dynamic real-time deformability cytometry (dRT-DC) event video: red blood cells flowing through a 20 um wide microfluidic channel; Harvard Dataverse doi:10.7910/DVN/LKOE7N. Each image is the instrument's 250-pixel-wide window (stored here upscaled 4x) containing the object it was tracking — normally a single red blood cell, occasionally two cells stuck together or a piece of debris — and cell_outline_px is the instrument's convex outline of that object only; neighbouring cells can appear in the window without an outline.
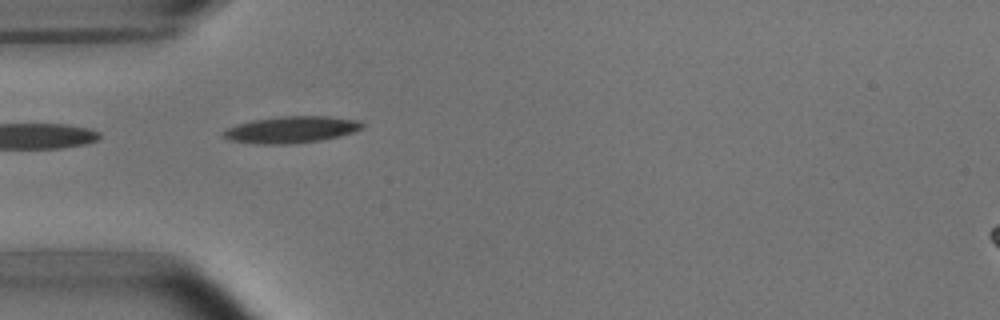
{"species": "common noctule bat (a hibernating species)", "species_latin": "Nyctalus noctula", "temperature_condition": "room temperature", "stored_images_in_passage": 10, "camera_frame_rate_fps": 3000, "um_per_image_px": 0.085, "animal": {"sex": "male", "body_mass_g": 15.6}, "frame": {"image": 1, "passage_image": 4, "time_ms": 4.333, "image_size_px": [1000, 320], "cell_outline_px": [[364, 124], [360, 128], [352, 132], [340, 136], [320, 140], [288, 144], [252, 144], [228, 140], [220, 132], [236, 124], [252, 120], [284, 116], [328, 116], [356, 120]], "centroid_in_image_um": [24.68, 11.02], "position_along_channel_um": 60.3, "area_um2": 21.5}}
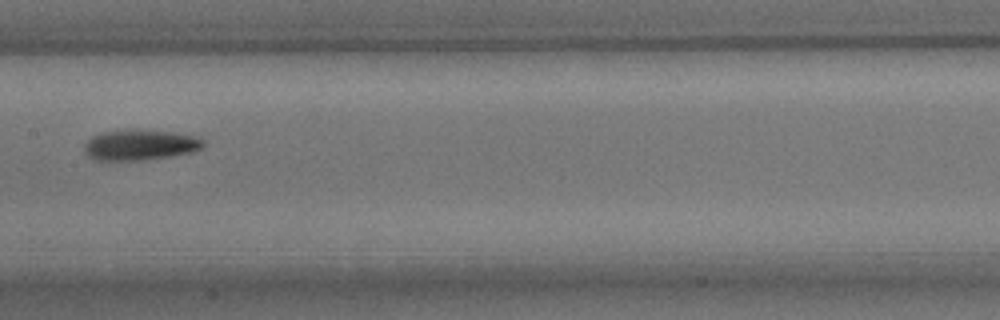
{"frame": {"image": 2, "passage_image": 7, "time_ms": 8.0, "image_size_px": [1000, 320], "cell_outline_px": [[204, 144], [200, 148], [192, 152], [172, 156], [140, 160], [100, 160], [88, 156], [84, 152], [84, 148], [88, 140], [92, 136], [104, 132], [176, 132], [192, 136], [204, 140]], "centroid_in_image_um": [11.92, 12.36], "position_along_channel_um": 195.5, "area_um2": 20.17}}
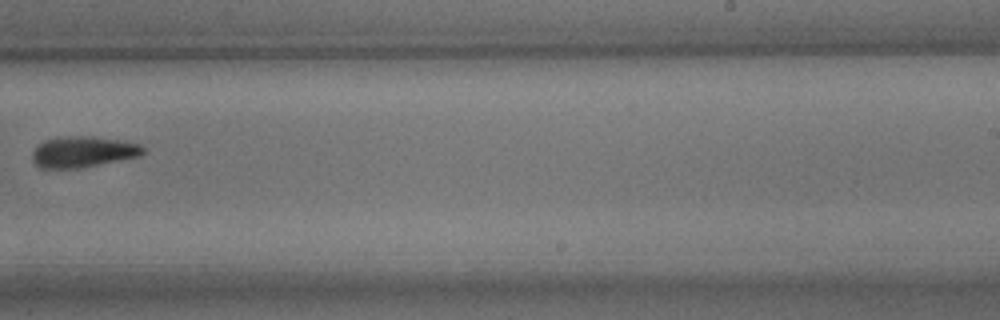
{"frame": {"image": 3, "passage_image": 9, "time_ms": 10.333, "image_size_px": [1000, 320], "cell_outline_px": [[144, 152], [140, 156], [80, 168], [40, 168], [32, 160], [32, 152], [36, 144], [44, 140], [60, 136], [92, 136], [124, 140], [140, 144], [144, 148]], "centroid_in_image_um": [7.03, 12.89], "position_along_channel_um": 282.0, "area_um2": 20.29}}